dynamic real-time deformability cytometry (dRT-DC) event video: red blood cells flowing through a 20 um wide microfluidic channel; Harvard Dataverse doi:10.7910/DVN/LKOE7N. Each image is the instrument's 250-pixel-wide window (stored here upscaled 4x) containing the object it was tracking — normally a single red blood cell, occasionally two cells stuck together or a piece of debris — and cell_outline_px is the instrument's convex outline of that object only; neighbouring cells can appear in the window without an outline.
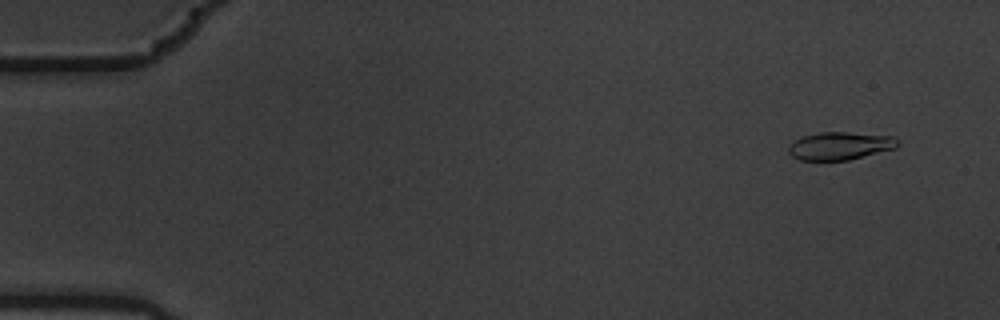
{"species": "common noctule bat (a hibernating species)", "species_latin": "Nyctalus noctula", "temperature_condition": "warm", "stored_images_in_passage": 6, "camera_frame_rate_fps": 3000, "um_per_image_px": 0.085, "animal": {"sex": "male", "body_mass_g": 19.5, "forearm_length_mm": 54.6}, "frame": {"image": 1, "passage_image": 2, "time_ms": 0.333, "image_size_px": [1000, 320], "cell_outline_px": [[900, 144], [896, 148], [848, 160], [800, 160], [792, 156], [788, 152], [788, 148], [796, 140], [804, 136], [820, 132], [848, 132], [892, 136], [900, 140]], "centroid_in_image_um": [71.44, 12.4], "position_along_channel_um": 13.6, "area_um2": 17.63}}
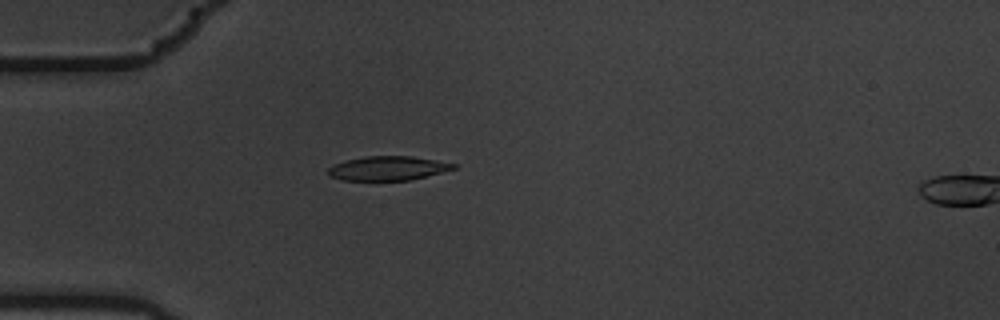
{"frame": {"image": 2, "passage_image": 5, "time_ms": 1.333, "image_size_px": [1000, 320], "cell_outline_px": [[456, 168], [408, 180], [344, 180], [328, 176], [328, 168], [336, 164], [348, 160], [364, 156], [412, 156], [456, 164]], "centroid_in_image_um": [32.93, 14.3], "position_along_channel_um": 52.1, "area_um2": 17.28}}